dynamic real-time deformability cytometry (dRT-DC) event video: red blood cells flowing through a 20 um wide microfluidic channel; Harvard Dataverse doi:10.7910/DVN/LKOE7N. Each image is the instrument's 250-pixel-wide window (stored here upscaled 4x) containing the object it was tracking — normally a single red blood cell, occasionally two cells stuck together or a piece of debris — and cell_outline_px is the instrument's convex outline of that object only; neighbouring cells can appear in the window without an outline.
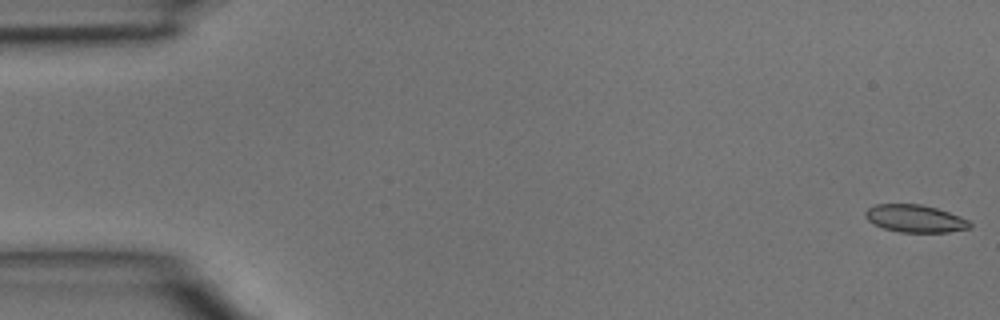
{"species": "common noctule bat (a hibernating species)", "species_latin": "Nyctalus noctula", "temperature_condition": "room temperature", "stored_images_in_passage": 45, "camera_frame_rate_fps": 3000, "um_per_image_px": 0.085, "animal": {"sex": "male", "body_mass_g": 15.6}, "frame": {"image": 1, "passage_image": 1, "time_ms": 0.0, "image_size_px": [1000, 320], "cell_outline_px": [[972, 228], [948, 232], [900, 232], [884, 228], [868, 220], [864, 216], [864, 212], [868, 208], [876, 204], [920, 204], [936, 208], [948, 212], [968, 220], [972, 224]], "centroid_in_image_um": [77.79, 18.58], "position_along_channel_um": 7.2, "area_um2": 16.65}}
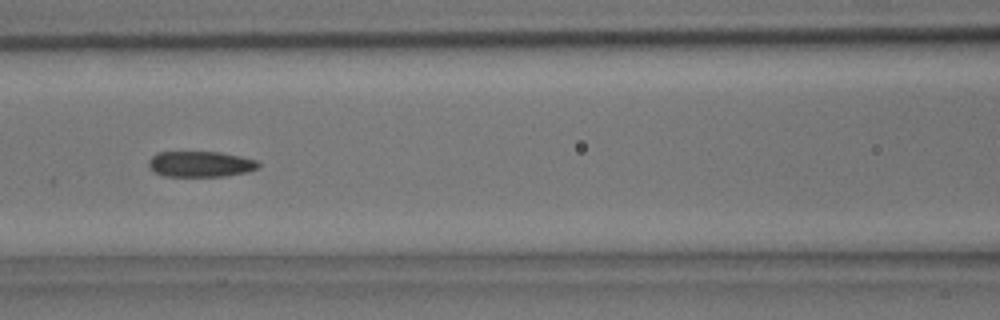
{"frame": {"image": 2, "passage_image": 20, "time_ms": 6.333, "image_size_px": [1000, 320], "cell_outline_px": [[260, 164], [256, 168], [244, 172], [228, 176], [164, 176], [152, 172], [148, 164], [148, 160], [156, 152], [220, 152], [240, 156], [256, 160]], "centroid_in_image_um": [16.98, 13.94], "position_along_channel_um": 149.6, "area_um2": 16.47}}
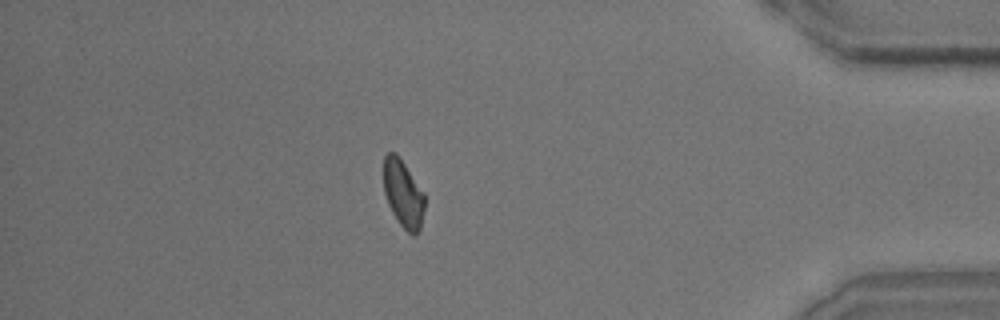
{"frame": {"image": 3, "passage_image": 40, "time_ms": 13.0, "image_size_px": [1000, 320], "cell_outline_px": [[424, 208], [420, 228], [416, 236], [412, 236], [396, 220], [388, 204], [384, 192], [384, 156], [388, 152], [396, 152], [400, 156], [424, 192]], "centroid_in_image_um": [34.27, 16.45], "position_along_channel_um": 400.9, "area_um2": 16.3}}